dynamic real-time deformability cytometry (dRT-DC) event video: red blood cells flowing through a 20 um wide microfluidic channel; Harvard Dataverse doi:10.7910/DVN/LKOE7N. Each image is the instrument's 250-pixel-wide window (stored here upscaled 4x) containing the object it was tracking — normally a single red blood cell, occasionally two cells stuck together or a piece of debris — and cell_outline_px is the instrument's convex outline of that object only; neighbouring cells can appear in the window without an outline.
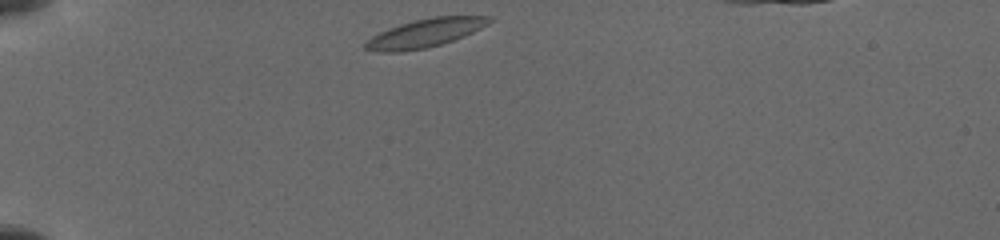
{"species": "common noctule bat (a hibernating species)", "species_latin": "Nyctalus noctula", "temperature_condition": "cold", "stored_images_in_passage": 56, "camera_frame_rate_fps": 3000, "um_per_image_px": 0.085, "animal": {"sex": "female", "body_mass_g": 19.5, "forearm_length_mm": 54.1}, "frame": {"image": 1, "passage_image": 1, "time_ms": 0.0, "image_size_px": [1000, 240], "cell_outline_px": [[492, 20], [488, 24], [464, 36], [428, 48], [396, 52], [384, 52], [364, 48], [364, 40], [388, 28], [400, 24], [432, 16], [492, 16]], "centroid_in_image_um": [36.12, 2.8], "position_along_channel_um": 48.9, "area_um2": 20.35}}
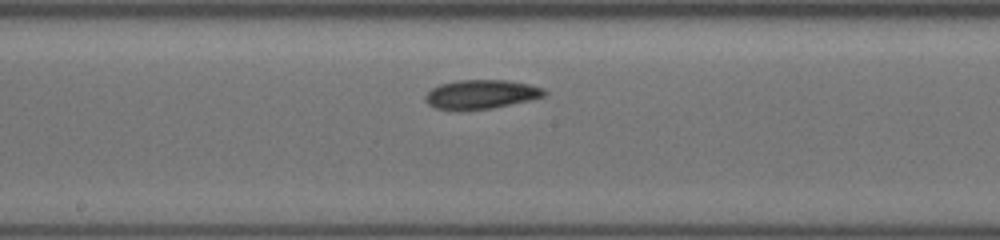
{"frame": {"image": 2, "passage_image": 26, "time_ms": 5.0, "image_size_px": [1000, 240], "cell_outline_px": [[548, 92], [544, 96], [528, 100], [492, 108], [460, 112], [436, 108], [428, 104], [424, 100], [424, 96], [432, 88], [440, 84], [456, 80], [508, 80], [528, 84], [544, 88]], "centroid_in_image_um": [40.85, 8.03], "position_along_channel_um": 207.4, "area_um2": 20.46}}
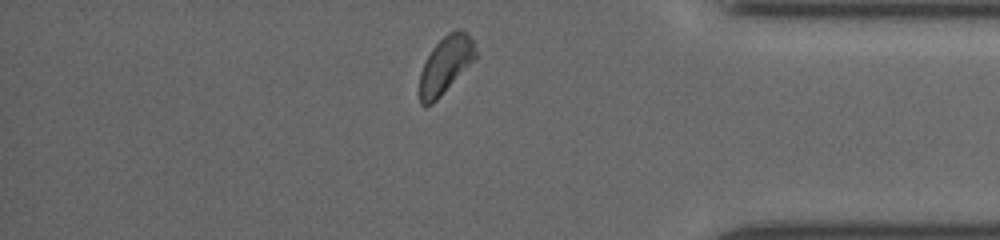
{"frame": {"image": 3, "passage_image": 47, "time_ms": 10.333, "image_size_px": [1000, 240], "cell_outline_px": [[476, 60], [432, 104], [424, 108], [420, 104], [420, 72], [432, 48], [448, 32], [456, 28], [464, 28], [472, 40], [476, 52]], "centroid_in_image_um": [37.89, 5.5], "position_along_channel_um": 397.3, "area_um2": 18.79}}